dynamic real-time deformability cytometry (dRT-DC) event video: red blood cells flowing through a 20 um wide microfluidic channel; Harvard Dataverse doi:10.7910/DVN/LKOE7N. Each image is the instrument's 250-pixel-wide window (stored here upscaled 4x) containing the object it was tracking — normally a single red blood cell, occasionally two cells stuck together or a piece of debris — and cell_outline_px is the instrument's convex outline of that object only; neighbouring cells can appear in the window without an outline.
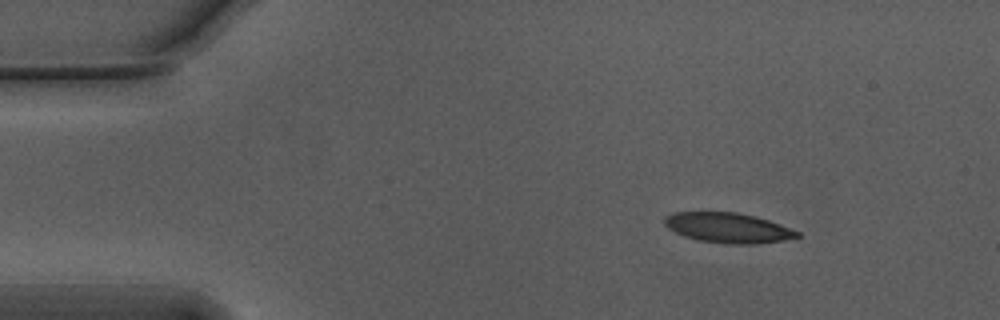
{"species": "Egyptian fruit bat (a non-hibernating species)", "species_latin": "Rousettus aegyptiacus", "temperature_condition": "warm", "stored_images_in_passage": 40, "camera_frame_rate_fps": 3000, "um_per_image_px": 0.085, "animal": {"sex": "male"}, "frame": {"image": 1, "passage_image": 1, "time_ms": 0.0, "image_size_px": [1000, 320], "cell_outline_px": [[800, 236], [784, 240], [756, 244], [724, 244], [696, 240], [684, 236], [668, 228], [664, 224], [664, 216], [672, 212], [736, 212], [756, 216], [780, 224], [800, 232]], "centroid_in_image_um": [61.86, 19.36], "position_along_channel_um": 23.1, "area_um2": 23.41}}
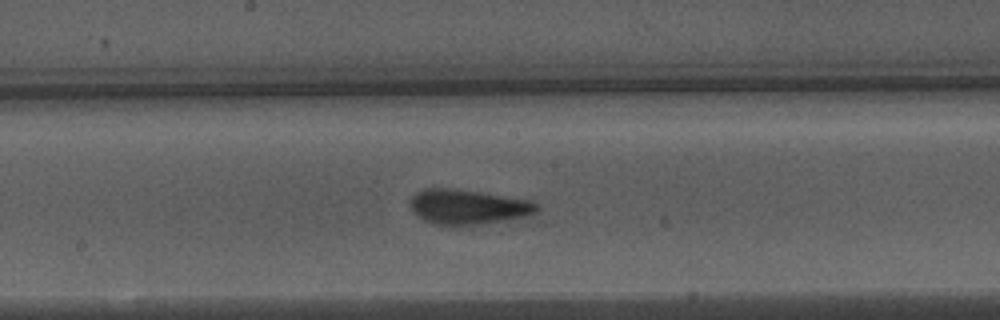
{"frame": {"image": 2, "passage_image": 22, "time_ms": 7.0, "image_size_px": [1000, 320], "cell_outline_px": [[540, 208], [536, 212], [524, 216], [476, 224], [432, 224], [424, 220], [412, 212], [408, 208], [412, 196], [416, 192], [424, 188], [448, 188], [532, 200], [540, 204]], "centroid_in_image_um": [39.73, 17.56], "position_along_channel_um": 208.5, "area_um2": 25.32}}
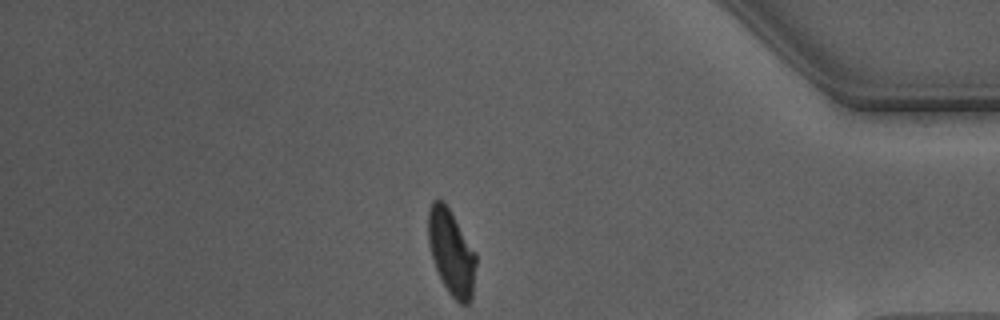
{"frame": {"image": 3, "passage_image": 40, "time_ms": 13.0, "image_size_px": [1000, 320], "cell_outline_px": [[476, 264], [472, 300], [468, 304], [460, 304], [448, 292], [436, 268], [428, 244], [428, 208], [432, 200], [444, 200], [452, 212], [476, 252]], "centroid_in_image_um": [38.37, 21.42], "position_along_channel_um": 396.8, "area_um2": 23.99}, "authors_computed_cell_mechanics": {"area_um2": 24.565, "velocity_mm_per_s": 3.7349, "shape_relaxation_time_tau1_ms": 3.2017, "shape_relaxation_time_tau2_ms": 1.2344, "deformation_change_tau1": 0.1462, "deformation_change_tau2": 0.091}}